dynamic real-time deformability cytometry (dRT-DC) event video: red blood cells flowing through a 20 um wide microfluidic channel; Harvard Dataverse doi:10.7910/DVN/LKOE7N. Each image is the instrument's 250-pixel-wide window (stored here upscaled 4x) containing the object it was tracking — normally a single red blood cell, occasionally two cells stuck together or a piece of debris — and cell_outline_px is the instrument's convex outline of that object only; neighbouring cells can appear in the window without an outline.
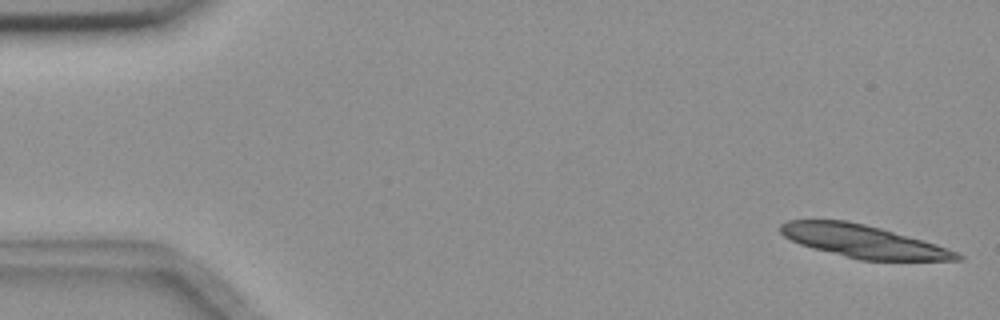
{"species": "common noctule bat (a hibernating species)", "species_latin": "Nyctalus noctula", "temperature_condition": "room temperature", "stored_images_in_passage": 16, "camera_frame_rate_fps": 3000, "um_per_image_px": 0.085, "animal": {"sex": "female", "body_mass_g": 18.4}, "frame": {"image": 1, "passage_image": 1, "time_ms": 0.0, "image_size_px": [1000, 320], "cell_outline_px": [[964, 260], [860, 260], [812, 248], [800, 244], [784, 236], [780, 232], [780, 224], [788, 220], [844, 220], [864, 224], [880, 228], [924, 240], [948, 248], [964, 256]], "centroid_in_image_um": [73.39, 20.52], "position_along_channel_um": 11.6, "area_um2": 33.41}}